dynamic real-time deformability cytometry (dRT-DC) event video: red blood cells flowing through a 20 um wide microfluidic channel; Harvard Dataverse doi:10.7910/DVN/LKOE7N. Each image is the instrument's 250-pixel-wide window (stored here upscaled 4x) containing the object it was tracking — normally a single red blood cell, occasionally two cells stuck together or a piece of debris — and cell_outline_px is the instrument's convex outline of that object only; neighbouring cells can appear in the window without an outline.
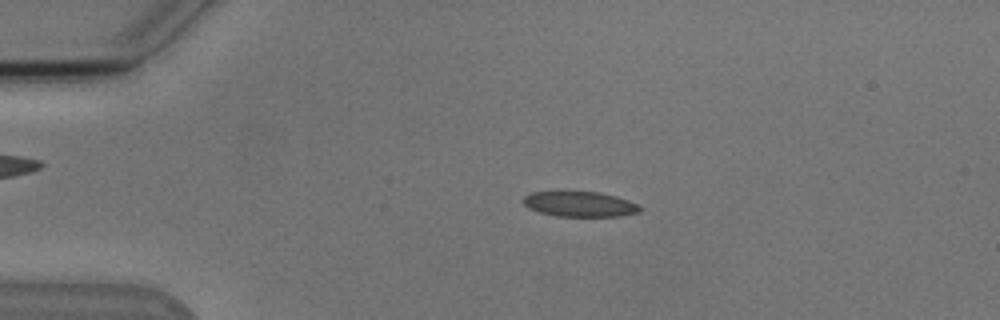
{"species": "Egyptian fruit bat (a non-hibernating species)", "species_latin": "Rousettus aegyptiacus", "temperature_condition": "cold", "stored_images_in_passage": 4, "camera_frame_rate_fps": 3000, "um_per_image_px": 0.085, "animal": {"sex": "male"}, "frame": {"image": 1, "passage_image": 3, "time_ms": 2.333, "image_size_px": [1000, 320], "cell_outline_px": [[640, 212], [620, 216], [556, 216], [540, 212], [528, 208], [520, 200], [524, 196], [532, 192], [600, 192], [616, 196], [628, 200], [636, 204], [640, 208]], "centroid_in_image_um": [49.25, 17.35], "position_along_channel_um": 35.8, "area_um2": 17.05}}